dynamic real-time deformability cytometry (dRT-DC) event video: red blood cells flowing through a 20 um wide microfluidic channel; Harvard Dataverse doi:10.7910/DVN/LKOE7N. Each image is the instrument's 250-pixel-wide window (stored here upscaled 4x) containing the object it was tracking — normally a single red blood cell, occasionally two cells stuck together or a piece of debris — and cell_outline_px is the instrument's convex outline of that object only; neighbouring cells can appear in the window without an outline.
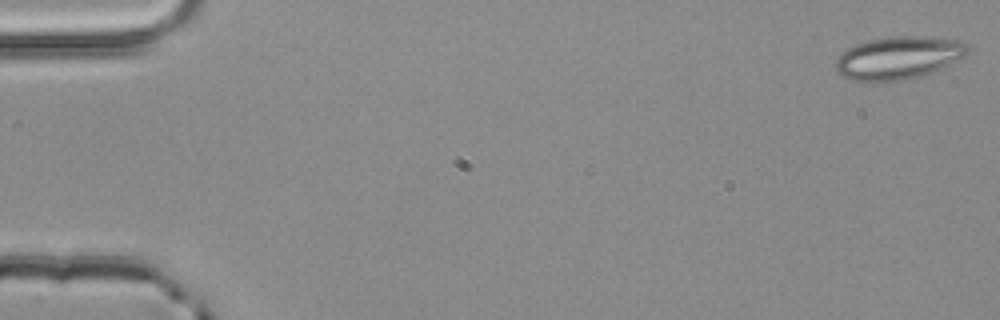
{"species": "common noctule bat (a hibernating species)", "species_latin": "Nyctalus noctula", "temperature_condition": "room temperature", "stored_images_in_passage": 4, "camera_frame_rate_fps": 3000, "um_per_image_px": 0.085, "animal": {"sex": "male", "body_mass_g": 20.4}, "frame": {"image": 1, "passage_image": 1, "time_ms": 0.0, "image_size_px": [1000, 320], "cell_outline_px": [[972, 48], [964, 56], [940, 68], [920, 76], [880, 84], [872, 84], [852, 80], [840, 76], [836, 72], [836, 60], [848, 48], [856, 44], [868, 40], [888, 36], [912, 36], [960, 40], [968, 44]], "centroid_in_image_um": [76.32, 4.94], "position_along_channel_um": 8.7, "area_um2": 33.23}}